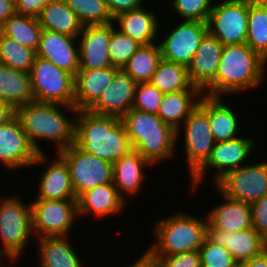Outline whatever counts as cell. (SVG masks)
Listing matches in <instances>:
<instances>
[{
    "instance_id": "obj_1",
    "label": "cell",
    "mask_w": 267,
    "mask_h": 267,
    "mask_svg": "<svg viewBox=\"0 0 267 267\" xmlns=\"http://www.w3.org/2000/svg\"><path fill=\"white\" fill-rule=\"evenodd\" d=\"M215 79L202 91L204 95L221 97L256 89L264 76L267 61L247 43L223 45Z\"/></svg>"
},
{
    "instance_id": "obj_2",
    "label": "cell",
    "mask_w": 267,
    "mask_h": 267,
    "mask_svg": "<svg viewBox=\"0 0 267 267\" xmlns=\"http://www.w3.org/2000/svg\"><path fill=\"white\" fill-rule=\"evenodd\" d=\"M60 106L72 114L78 111L75 106L35 101L15 109V116L39 154L44 153L39 144L43 140L53 142L56 153L75 143V117L68 118Z\"/></svg>"
},
{
    "instance_id": "obj_3",
    "label": "cell",
    "mask_w": 267,
    "mask_h": 267,
    "mask_svg": "<svg viewBox=\"0 0 267 267\" xmlns=\"http://www.w3.org/2000/svg\"><path fill=\"white\" fill-rule=\"evenodd\" d=\"M75 115V145L112 164L132 150L121 118L78 110Z\"/></svg>"
},
{
    "instance_id": "obj_4",
    "label": "cell",
    "mask_w": 267,
    "mask_h": 267,
    "mask_svg": "<svg viewBox=\"0 0 267 267\" xmlns=\"http://www.w3.org/2000/svg\"><path fill=\"white\" fill-rule=\"evenodd\" d=\"M177 212L161 218L153 228L155 243L143 254L155 263L161 257L199 251L207 238V218Z\"/></svg>"
},
{
    "instance_id": "obj_5",
    "label": "cell",
    "mask_w": 267,
    "mask_h": 267,
    "mask_svg": "<svg viewBox=\"0 0 267 267\" xmlns=\"http://www.w3.org/2000/svg\"><path fill=\"white\" fill-rule=\"evenodd\" d=\"M121 120L132 149L152 165L177 155L176 131L157 115L130 109Z\"/></svg>"
},
{
    "instance_id": "obj_6",
    "label": "cell",
    "mask_w": 267,
    "mask_h": 267,
    "mask_svg": "<svg viewBox=\"0 0 267 267\" xmlns=\"http://www.w3.org/2000/svg\"><path fill=\"white\" fill-rule=\"evenodd\" d=\"M34 238L32 231V207L16 197L0 200V259L17 261L25 253L26 245ZM5 259V260H4Z\"/></svg>"
},
{
    "instance_id": "obj_7",
    "label": "cell",
    "mask_w": 267,
    "mask_h": 267,
    "mask_svg": "<svg viewBox=\"0 0 267 267\" xmlns=\"http://www.w3.org/2000/svg\"><path fill=\"white\" fill-rule=\"evenodd\" d=\"M30 79L35 102L74 106L73 74L36 56L30 71Z\"/></svg>"
},
{
    "instance_id": "obj_8",
    "label": "cell",
    "mask_w": 267,
    "mask_h": 267,
    "mask_svg": "<svg viewBox=\"0 0 267 267\" xmlns=\"http://www.w3.org/2000/svg\"><path fill=\"white\" fill-rule=\"evenodd\" d=\"M57 154L68 165L76 198L87 190L113 182V164L111 162L83 151L75 144Z\"/></svg>"
},
{
    "instance_id": "obj_9",
    "label": "cell",
    "mask_w": 267,
    "mask_h": 267,
    "mask_svg": "<svg viewBox=\"0 0 267 267\" xmlns=\"http://www.w3.org/2000/svg\"><path fill=\"white\" fill-rule=\"evenodd\" d=\"M32 231L36 239L68 236L78 218L77 199L31 200Z\"/></svg>"
},
{
    "instance_id": "obj_10",
    "label": "cell",
    "mask_w": 267,
    "mask_h": 267,
    "mask_svg": "<svg viewBox=\"0 0 267 267\" xmlns=\"http://www.w3.org/2000/svg\"><path fill=\"white\" fill-rule=\"evenodd\" d=\"M255 141L252 137H239L227 141L215 142L211 155L208 160L191 176V191L197 190L202 181H205L206 173L210 169H217L213 176V183L215 184L226 173L237 169L249 162V155L255 147ZM198 187V188H197Z\"/></svg>"
},
{
    "instance_id": "obj_11",
    "label": "cell",
    "mask_w": 267,
    "mask_h": 267,
    "mask_svg": "<svg viewBox=\"0 0 267 267\" xmlns=\"http://www.w3.org/2000/svg\"><path fill=\"white\" fill-rule=\"evenodd\" d=\"M208 33L223 45L246 43L248 0H224L214 3L207 21Z\"/></svg>"
},
{
    "instance_id": "obj_12",
    "label": "cell",
    "mask_w": 267,
    "mask_h": 267,
    "mask_svg": "<svg viewBox=\"0 0 267 267\" xmlns=\"http://www.w3.org/2000/svg\"><path fill=\"white\" fill-rule=\"evenodd\" d=\"M220 194L246 203L258 201L267 194V162L243 165L231 170L215 185Z\"/></svg>"
},
{
    "instance_id": "obj_13",
    "label": "cell",
    "mask_w": 267,
    "mask_h": 267,
    "mask_svg": "<svg viewBox=\"0 0 267 267\" xmlns=\"http://www.w3.org/2000/svg\"><path fill=\"white\" fill-rule=\"evenodd\" d=\"M31 145L16 116L0 125V163L11 170L34 167L47 162Z\"/></svg>"
},
{
    "instance_id": "obj_14",
    "label": "cell",
    "mask_w": 267,
    "mask_h": 267,
    "mask_svg": "<svg viewBox=\"0 0 267 267\" xmlns=\"http://www.w3.org/2000/svg\"><path fill=\"white\" fill-rule=\"evenodd\" d=\"M184 128V145L190 177L208 160L215 145L208 114L198 105L176 131Z\"/></svg>"
},
{
    "instance_id": "obj_15",
    "label": "cell",
    "mask_w": 267,
    "mask_h": 267,
    "mask_svg": "<svg viewBox=\"0 0 267 267\" xmlns=\"http://www.w3.org/2000/svg\"><path fill=\"white\" fill-rule=\"evenodd\" d=\"M208 33L207 23L183 20L159 42L162 59L188 67L201 40Z\"/></svg>"
},
{
    "instance_id": "obj_16",
    "label": "cell",
    "mask_w": 267,
    "mask_h": 267,
    "mask_svg": "<svg viewBox=\"0 0 267 267\" xmlns=\"http://www.w3.org/2000/svg\"><path fill=\"white\" fill-rule=\"evenodd\" d=\"M78 37L42 30L36 56L53 63L74 76L79 70ZM77 42V44H76Z\"/></svg>"
},
{
    "instance_id": "obj_17",
    "label": "cell",
    "mask_w": 267,
    "mask_h": 267,
    "mask_svg": "<svg viewBox=\"0 0 267 267\" xmlns=\"http://www.w3.org/2000/svg\"><path fill=\"white\" fill-rule=\"evenodd\" d=\"M207 239L225 247L238 264L260 256L267 250V241L254 228L228 234L208 224Z\"/></svg>"
},
{
    "instance_id": "obj_18",
    "label": "cell",
    "mask_w": 267,
    "mask_h": 267,
    "mask_svg": "<svg viewBox=\"0 0 267 267\" xmlns=\"http://www.w3.org/2000/svg\"><path fill=\"white\" fill-rule=\"evenodd\" d=\"M111 39V23L83 26L78 35L79 69L111 67L108 45Z\"/></svg>"
},
{
    "instance_id": "obj_19",
    "label": "cell",
    "mask_w": 267,
    "mask_h": 267,
    "mask_svg": "<svg viewBox=\"0 0 267 267\" xmlns=\"http://www.w3.org/2000/svg\"><path fill=\"white\" fill-rule=\"evenodd\" d=\"M121 69L115 66L101 69H79L75 75L74 106L89 110L112 83Z\"/></svg>"
},
{
    "instance_id": "obj_20",
    "label": "cell",
    "mask_w": 267,
    "mask_h": 267,
    "mask_svg": "<svg viewBox=\"0 0 267 267\" xmlns=\"http://www.w3.org/2000/svg\"><path fill=\"white\" fill-rule=\"evenodd\" d=\"M136 85L129 75L120 70L89 110L100 115L122 118L132 108Z\"/></svg>"
},
{
    "instance_id": "obj_21",
    "label": "cell",
    "mask_w": 267,
    "mask_h": 267,
    "mask_svg": "<svg viewBox=\"0 0 267 267\" xmlns=\"http://www.w3.org/2000/svg\"><path fill=\"white\" fill-rule=\"evenodd\" d=\"M223 44L207 33L188 66L190 81L203 91L216 77Z\"/></svg>"
},
{
    "instance_id": "obj_22",
    "label": "cell",
    "mask_w": 267,
    "mask_h": 267,
    "mask_svg": "<svg viewBox=\"0 0 267 267\" xmlns=\"http://www.w3.org/2000/svg\"><path fill=\"white\" fill-rule=\"evenodd\" d=\"M125 202L113 182L100 185L85 191L77 198L78 216L80 218L89 213L99 219L114 216L124 210Z\"/></svg>"
},
{
    "instance_id": "obj_23",
    "label": "cell",
    "mask_w": 267,
    "mask_h": 267,
    "mask_svg": "<svg viewBox=\"0 0 267 267\" xmlns=\"http://www.w3.org/2000/svg\"><path fill=\"white\" fill-rule=\"evenodd\" d=\"M223 202L214 205L206 214L207 223L212 228L228 234L252 228V210L249 203L229 198L221 193Z\"/></svg>"
},
{
    "instance_id": "obj_24",
    "label": "cell",
    "mask_w": 267,
    "mask_h": 267,
    "mask_svg": "<svg viewBox=\"0 0 267 267\" xmlns=\"http://www.w3.org/2000/svg\"><path fill=\"white\" fill-rule=\"evenodd\" d=\"M153 166L147 159L132 149L113 163V183L118 194L125 200L127 196L139 193L145 183V167Z\"/></svg>"
},
{
    "instance_id": "obj_25",
    "label": "cell",
    "mask_w": 267,
    "mask_h": 267,
    "mask_svg": "<svg viewBox=\"0 0 267 267\" xmlns=\"http://www.w3.org/2000/svg\"><path fill=\"white\" fill-rule=\"evenodd\" d=\"M141 6L138 9L119 14L114 18V24L123 34L141 45L156 43L159 35V20L154 11ZM159 31V32H158Z\"/></svg>"
},
{
    "instance_id": "obj_26",
    "label": "cell",
    "mask_w": 267,
    "mask_h": 267,
    "mask_svg": "<svg viewBox=\"0 0 267 267\" xmlns=\"http://www.w3.org/2000/svg\"><path fill=\"white\" fill-rule=\"evenodd\" d=\"M198 105L208 114L210 127L215 142L239 138V122L231 109L221 97L202 95Z\"/></svg>"
},
{
    "instance_id": "obj_27",
    "label": "cell",
    "mask_w": 267,
    "mask_h": 267,
    "mask_svg": "<svg viewBox=\"0 0 267 267\" xmlns=\"http://www.w3.org/2000/svg\"><path fill=\"white\" fill-rule=\"evenodd\" d=\"M42 173L43 175L38 182V197L36 199H77L72 188L68 165L58 154Z\"/></svg>"
},
{
    "instance_id": "obj_28",
    "label": "cell",
    "mask_w": 267,
    "mask_h": 267,
    "mask_svg": "<svg viewBox=\"0 0 267 267\" xmlns=\"http://www.w3.org/2000/svg\"><path fill=\"white\" fill-rule=\"evenodd\" d=\"M37 242V267H85L68 236L42 237Z\"/></svg>"
},
{
    "instance_id": "obj_29",
    "label": "cell",
    "mask_w": 267,
    "mask_h": 267,
    "mask_svg": "<svg viewBox=\"0 0 267 267\" xmlns=\"http://www.w3.org/2000/svg\"><path fill=\"white\" fill-rule=\"evenodd\" d=\"M201 90H181L163 95L157 116L175 131L198 106Z\"/></svg>"
},
{
    "instance_id": "obj_30",
    "label": "cell",
    "mask_w": 267,
    "mask_h": 267,
    "mask_svg": "<svg viewBox=\"0 0 267 267\" xmlns=\"http://www.w3.org/2000/svg\"><path fill=\"white\" fill-rule=\"evenodd\" d=\"M0 101L14 109L33 102L30 73L0 63Z\"/></svg>"
},
{
    "instance_id": "obj_31",
    "label": "cell",
    "mask_w": 267,
    "mask_h": 267,
    "mask_svg": "<svg viewBox=\"0 0 267 267\" xmlns=\"http://www.w3.org/2000/svg\"><path fill=\"white\" fill-rule=\"evenodd\" d=\"M44 30L78 37L83 25L64 0H50L37 17Z\"/></svg>"
},
{
    "instance_id": "obj_32",
    "label": "cell",
    "mask_w": 267,
    "mask_h": 267,
    "mask_svg": "<svg viewBox=\"0 0 267 267\" xmlns=\"http://www.w3.org/2000/svg\"><path fill=\"white\" fill-rule=\"evenodd\" d=\"M163 94L181 90H200L190 81L188 67L161 59L149 81Z\"/></svg>"
},
{
    "instance_id": "obj_33",
    "label": "cell",
    "mask_w": 267,
    "mask_h": 267,
    "mask_svg": "<svg viewBox=\"0 0 267 267\" xmlns=\"http://www.w3.org/2000/svg\"><path fill=\"white\" fill-rule=\"evenodd\" d=\"M161 59L159 43L141 45L121 70L136 83L149 82Z\"/></svg>"
},
{
    "instance_id": "obj_34",
    "label": "cell",
    "mask_w": 267,
    "mask_h": 267,
    "mask_svg": "<svg viewBox=\"0 0 267 267\" xmlns=\"http://www.w3.org/2000/svg\"><path fill=\"white\" fill-rule=\"evenodd\" d=\"M43 28L38 18L15 13L9 17L1 26L0 31L21 45L38 49L40 36Z\"/></svg>"
},
{
    "instance_id": "obj_35",
    "label": "cell",
    "mask_w": 267,
    "mask_h": 267,
    "mask_svg": "<svg viewBox=\"0 0 267 267\" xmlns=\"http://www.w3.org/2000/svg\"><path fill=\"white\" fill-rule=\"evenodd\" d=\"M246 43L267 61V5L261 0H248Z\"/></svg>"
},
{
    "instance_id": "obj_36",
    "label": "cell",
    "mask_w": 267,
    "mask_h": 267,
    "mask_svg": "<svg viewBox=\"0 0 267 267\" xmlns=\"http://www.w3.org/2000/svg\"><path fill=\"white\" fill-rule=\"evenodd\" d=\"M36 50L21 45L0 31V63L30 73Z\"/></svg>"
},
{
    "instance_id": "obj_37",
    "label": "cell",
    "mask_w": 267,
    "mask_h": 267,
    "mask_svg": "<svg viewBox=\"0 0 267 267\" xmlns=\"http://www.w3.org/2000/svg\"><path fill=\"white\" fill-rule=\"evenodd\" d=\"M83 26L103 25L114 22L106 0H64Z\"/></svg>"
},
{
    "instance_id": "obj_38",
    "label": "cell",
    "mask_w": 267,
    "mask_h": 267,
    "mask_svg": "<svg viewBox=\"0 0 267 267\" xmlns=\"http://www.w3.org/2000/svg\"><path fill=\"white\" fill-rule=\"evenodd\" d=\"M115 27L114 22H111V39L108 45L109 58L112 66L122 69L141 44Z\"/></svg>"
},
{
    "instance_id": "obj_39",
    "label": "cell",
    "mask_w": 267,
    "mask_h": 267,
    "mask_svg": "<svg viewBox=\"0 0 267 267\" xmlns=\"http://www.w3.org/2000/svg\"><path fill=\"white\" fill-rule=\"evenodd\" d=\"M171 8L183 20L207 23L214 0H171Z\"/></svg>"
},
{
    "instance_id": "obj_40",
    "label": "cell",
    "mask_w": 267,
    "mask_h": 267,
    "mask_svg": "<svg viewBox=\"0 0 267 267\" xmlns=\"http://www.w3.org/2000/svg\"><path fill=\"white\" fill-rule=\"evenodd\" d=\"M163 95L150 82L137 83L131 109L157 115Z\"/></svg>"
},
{
    "instance_id": "obj_41",
    "label": "cell",
    "mask_w": 267,
    "mask_h": 267,
    "mask_svg": "<svg viewBox=\"0 0 267 267\" xmlns=\"http://www.w3.org/2000/svg\"><path fill=\"white\" fill-rule=\"evenodd\" d=\"M201 267H239L229 251L222 245H215L207 238L199 249Z\"/></svg>"
},
{
    "instance_id": "obj_42",
    "label": "cell",
    "mask_w": 267,
    "mask_h": 267,
    "mask_svg": "<svg viewBox=\"0 0 267 267\" xmlns=\"http://www.w3.org/2000/svg\"><path fill=\"white\" fill-rule=\"evenodd\" d=\"M154 265L155 267H201L200 253L193 251L161 257Z\"/></svg>"
},
{
    "instance_id": "obj_43",
    "label": "cell",
    "mask_w": 267,
    "mask_h": 267,
    "mask_svg": "<svg viewBox=\"0 0 267 267\" xmlns=\"http://www.w3.org/2000/svg\"><path fill=\"white\" fill-rule=\"evenodd\" d=\"M250 205L252 210V228L267 240V194Z\"/></svg>"
},
{
    "instance_id": "obj_44",
    "label": "cell",
    "mask_w": 267,
    "mask_h": 267,
    "mask_svg": "<svg viewBox=\"0 0 267 267\" xmlns=\"http://www.w3.org/2000/svg\"><path fill=\"white\" fill-rule=\"evenodd\" d=\"M49 1L50 0H17L15 3L16 13L37 18Z\"/></svg>"
},
{
    "instance_id": "obj_45",
    "label": "cell",
    "mask_w": 267,
    "mask_h": 267,
    "mask_svg": "<svg viewBox=\"0 0 267 267\" xmlns=\"http://www.w3.org/2000/svg\"><path fill=\"white\" fill-rule=\"evenodd\" d=\"M144 1L145 0H106V4L114 19L121 13L140 8Z\"/></svg>"
},
{
    "instance_id": "obj_46",
    "label": "cell",
    "mask_w": 267,
    "mask_h": 267,
    "mask_svg": "<svg viewBox=\"0 0 267 267\" xmlns=\"http://www.w3.org/2000/svg\"><path fill=\"white\" fill-rule=\"evenodd\" d=\"M16 13L15 4L9 0H0V26Z\"/></svg>"
},
{
    "instance_id": "obj_47",
    "label": "cell",
    "mask_w": 267,
    "mask_h": 267,
    "mask_svg": "<svg viewBox=\"0 0 267 267\" xmlns=\"http://www.w3.org/2000/svg\"><path fill=\"white\" fill-rule=\"evenodd\" d=\"M15 116V109L8 103L0 101V125L5 124Z\"/></svg>"
},
{
    "instance_id": "obj_48",
    "label": "cell",
    "mask_w": 267,
    "mask_h": 267,
    "mask_svg": "<svg viewBox=\"0 0 267 267\" xmlns=\"http://www.w3.org/2000/svg\"><path fill=\"white\" fill-rule=\"evenodd\" d=\"M239 267H267V250L260 256L240 263Z\"/></svg>"
},
{
    "instance_id": "obj_49",
    "label": "cell",
    "mask_w": 267,
    "mask_h": 267,
    "mask_svg": "<svg viewBox=\"0 0 267 267\" xmlns=\"http://www.w3.org/2000/svg\"><path fill=\"white\" fill-rule=\"evenodd\" d=\"M127 267H155L154 263L150 262L142 253V255Z\"/></svg>"
},
{
    "instance_id": "obj_50",
    "label": "cell",
    "mask_w": 267,
    "mask_h": 267,
    "mask_svg": "<svg viewBox=\"0 0 267 267\" xmlns=\"http://www.w3.org/2000/svg\"><path fill=\"white\" fill-rule=\"evenodd\" d=\"M3 264L5 265V263L2 262L1 259H0V267H3Z\"/></svg>"
},
{
    "instance_id": "obj_51",
    "label": "cell",
    "mask_w": 267,
    "mask_h": 267,
    "mask_svg": "<svg viewBox=\"0 0 267 267\" xmlns=\"http://www.w3.org/2000/svg\"><path fill=\"white\" fill-rule=\"evenodd\" d=\"M9 1H11L14 4L17 2V0H9Z\"/></svg>"
},
{
    "instance_id": "obj_52",
    "label": "cell",
    "mask_w": 267,
    "mask_h": 267,
    "mask_svg": "<svg viewBox=\"0 0 267 267\" xmlns=\"http://www.w3.org/2000/svg\"><path fill=\"white\" fill-rule=\"evenodd\" d=\"M261 1L267 5V0H261Z\"/></svg>"
}]
</instances>
